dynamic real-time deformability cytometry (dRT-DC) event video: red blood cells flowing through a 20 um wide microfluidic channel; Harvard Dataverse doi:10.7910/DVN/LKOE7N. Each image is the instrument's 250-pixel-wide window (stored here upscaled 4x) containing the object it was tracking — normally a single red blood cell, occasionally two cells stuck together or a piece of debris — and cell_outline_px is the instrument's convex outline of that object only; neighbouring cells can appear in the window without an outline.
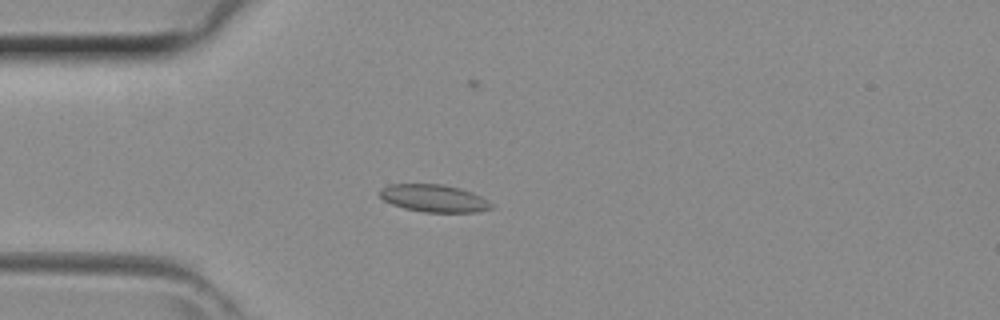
{"species": "common noctule bat (a hibernating species)", "species_latin": "Nyctalus noctula", "temperature_condition": "room temperature", "stored_images_in_passage": 42, "camera_frame_rate_fps": 3000, "um_per_image_px": 0.085, "animal": {"sex": "female", "body_mass_g": 29.2, "forearm_length_mm": 56.3}, "frame": {"image": 1, "passage_image": 11, "time_ms": 3.333, "image_size_px": [1000, 320], "cell_outline_px": [[492, 208], [476, 212], [424, 212], [404, 208], [392, 204], [384, 200], [380, 196], [380, 188], [392, 184], [444, 184], [460, 188], [472, 192], [488, 200], [492, 204]], "centroid_in_image_um": [36.89, 16.85], "position_along_channel_um": 48.1, "area_um2": 17.8}}
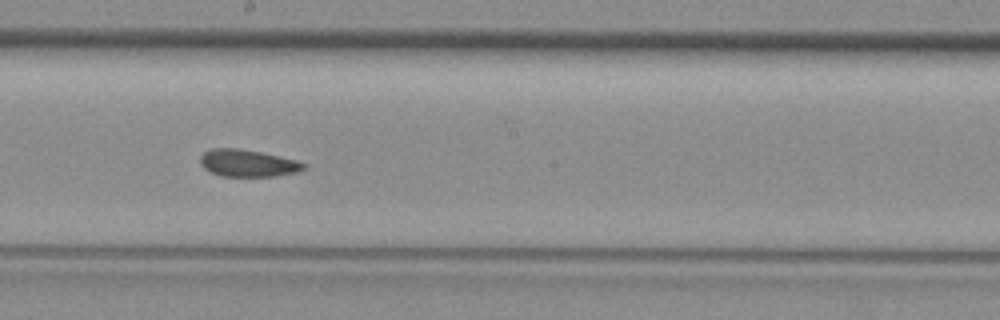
{"frame": {"image": 2, "passage_image": 23, "time_ms": 7.333, "image_size_px": [1000, 320], "cell_outline_px": [[308, 168], [296, 172], [276, 176], [220, 176], [204, 168], [200, 164], [200, 156], [204, 152], [212, 148], [240, 148], [280, 156], [296, 160], [308, 164]], "centroid_in_image_um": [21.08, 13.86], "position_along_channel_um": 227.1, "area_um2": 16.47}}
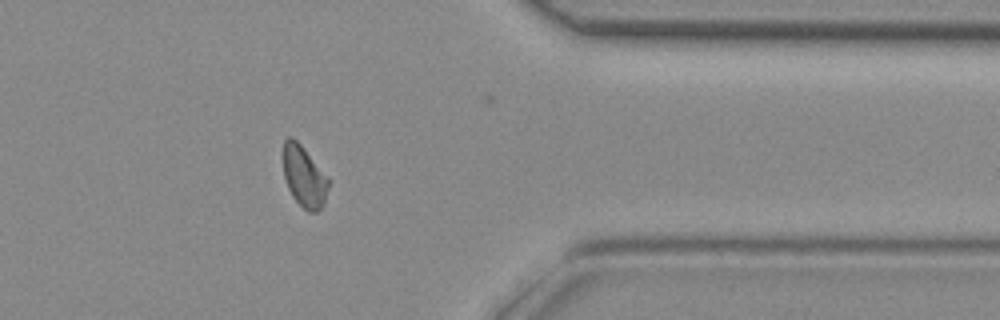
{"frame": {"image": 3, "passage_image": 34, "time_ms": 11.0, "image_size_px": [1000, 320], "cell_outline_px": [[328, 188], [324, 204], [316, 212], [308, 212], [292, 196], [288, 188], [284, 176], [284, 140], [288, 136], [292, 136], [300, 144], [328, 176]], "centroid_in_image_um": [25.86, 15.0], "position_along_channel_um": 385.5, "area_um2": 15.95}}